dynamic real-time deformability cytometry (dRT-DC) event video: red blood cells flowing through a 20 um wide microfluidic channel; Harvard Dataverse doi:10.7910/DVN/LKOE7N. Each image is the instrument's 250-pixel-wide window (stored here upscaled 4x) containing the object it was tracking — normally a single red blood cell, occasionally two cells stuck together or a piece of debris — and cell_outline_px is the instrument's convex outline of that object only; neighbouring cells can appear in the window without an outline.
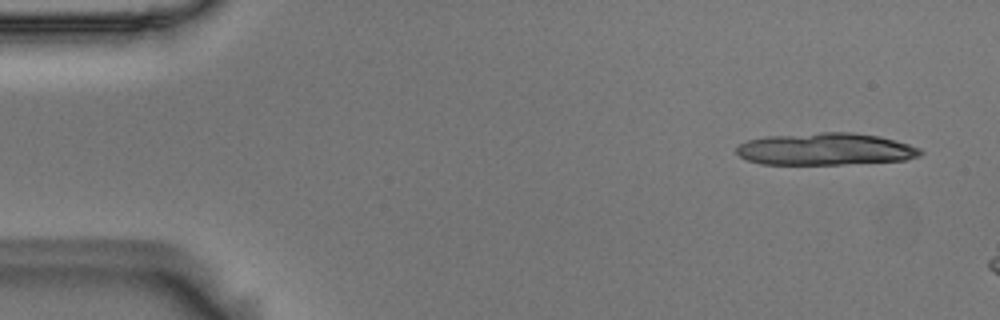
{"species": "Egyptian fruit bat (a non-hibernating species)", "species_latin": "Rousettus aegyptiacus", "temperature_condition": "room temperature", "stored_images_in_passage": 3, "camera_frame_rate_fps": 3000, "um_per_image_px": 0.085, "animal": {"sex": "male"}, "frame": {"image": 1, "passage_image": 1, "time_ms": 0.0, "image_size_px": [1000, 320], "cell_outline_px": [[924, 152], [920, 156], [904, 160], [840, 164], [760, 164], [748, 160], [740, 156], [736, 152], [736, 148], [740, 144], [748, 140], [764, 136], [820, 132], [852, 132], [880, 136], [908, 144], [920, 148]], "centroid_in_image_um": [70.16, 12.66], "position_along_channel_um": 14.8, "area_um2": 34.51}}